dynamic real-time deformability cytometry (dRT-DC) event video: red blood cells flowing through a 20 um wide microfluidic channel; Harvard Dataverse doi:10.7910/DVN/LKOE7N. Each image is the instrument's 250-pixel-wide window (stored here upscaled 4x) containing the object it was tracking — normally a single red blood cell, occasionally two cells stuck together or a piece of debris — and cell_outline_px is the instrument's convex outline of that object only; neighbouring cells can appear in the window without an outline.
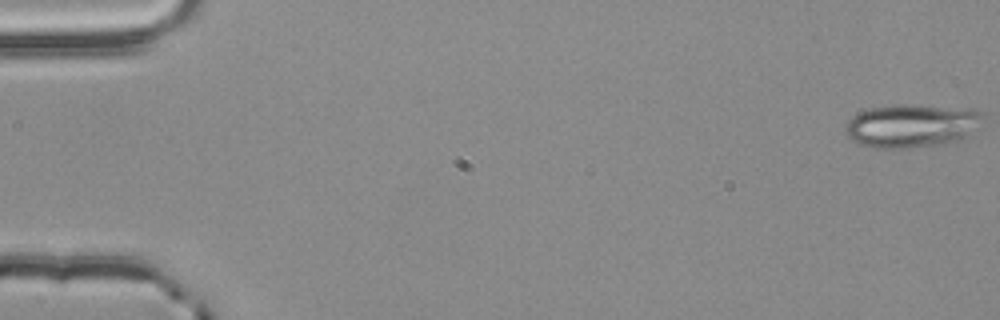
{"species": "common noctule bat (a hibernating species)", "species_latin": "Nyctalus noctula", "temperature_condition": "room temperature", "stored_images_in_passage": 6, "camera_frame_rate_fps": 3000, "um_per_image_px": 0.085, "animal": {"sex": "male", "body_mass_g": 20.4}, "frame": {"image": 1, "passage_image": 1, "time_ms": 0.0, "image_size_px": [1000, 320], "cell_outline_px": [[980, 116], [968, 132], [960, 140], [908, 148], [872, 148], [860, 144], [852, 140], [844, 132], [848, 120], [852, 116], [868, 108], [900, 104], [912, 104], [976, 108], [980, 112]], "centroid_in_image_um": [77.37, 10.66], "position_along_channel_um": 7.6, "area_um2": 34.22}}